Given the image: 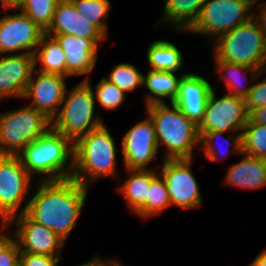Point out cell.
<instances>
[{
    "label": "cell",
    "instance_id": "6da1fadb",
    "mask_svg": "<svg viewBox=\"0 0 266 266\" xmlns=\"http://www.w3.org/2000/svg\"><path fill=\"white\" fill-rule=\"evenodd\" d=\"M38 182L25 213L33 221L52 229L65 244L85 205L88 187L72 178Z\"/></svg>",
    "mask_w": 266,
    "mask_h": 266
},
{
    "label": "cell",
    "instance_id": "7a4b0ae2",
    "mask_svg": "<svg viewBox=\"0 0 266 266\" xmlns=\"http://www.w3.org/2000/svg\"><path fill=\"white\" fill-rule=\"evenodd\" d=\"M24 168L40 181H58L72 178L74 143L52 128L31 142L19 154ZM70 161V162H69Z\"/></svg>",
    "mask_w": 266,
    "mask_h": 266
},
{
    "label": "cell",
    "instance_id": "3957f363",
    "mask_svg": "<svg viewBox=\"0 0 266 266\" xmlns=\"http://www.w3.org/2000/svg\"><path fill=\"white\" fill-rule=\"evenodd\" d=\"M145 110L153 121L159 148L165 146L163 159H192L200 144L198 126L173 102L153 103Z\"/></svg>",
    "mask_w": 266,
    "mask_h": 266
},
{
    "label": "cell",
    "instance_id": "277c9868",
    "mask_svg": "<svg viewBox=\"0 0 266 266\" xmlns=\"http://www.w3.org/2000/svg\"><path fill=\"white\" fill-rule=\"evenodd\" d=\"M114 139L105 124L79 138L74 143L72 179L89 187L98 178H115L118 173Z\"/></svg>",
    "mask_w": 266,
    "mask_h": 266
},
{
    "label": "cell",
    "instance_id": "5b68a950",
    "mask_svg": "<svg viewBox=\"0 0 266 266\" xmlns=\"http://www.w3.org/2000/svg\"><path fill=\"white\" fill-rule=\"evenodd\" d=\"M95 103L90 78L67 89L60 110L52 119V129L75 143L104 124L94 113Z\"/></svg>",
    "mask_w": 266,
    "mask_h": 266
},
{
    "label": "cell",
    "instance_id": "8992f818",
    "mask_svg": "<svg viewBox=\"0 0 266 266\" xmlns=\"http://www.w3.org/2000/svg\"><path fill=\"white\" fill-rule=\"evenodd\" d=\"M213 42L211 50L214 60L266 69L264 35L253 17Z\"/></svg>",
    "mask_w": 266,
    "mask_h": 266
},
{
    "label": "cell",
    "instance_id": "52a82bcc",
    "mask_svg": "<svg viewBox=\"0 0 266 266\" xmlns=\"http://www.w3.org/2000/svg\"><path fill=\"white\" fill-rule=\"evenodd\" d=\"M52 128V120L28 105L0 113V155H18Z\"/></svg>",
    "mask_w": 266,
    "mask_h": 266
},
{
    "label": "cell",
    "instance_id": "ba28073f",
    "mask_svg": "<svg viewBox=\"0 0 266 266\" xmlns=\"http://www.w3.org/2000/svg\"><path fill=\"white\" fill-rule=\"evenodd\" d=\"M254 0H206L198 20L187 31L208 36L210 42L253 17Z\"/></svg>",
    "mask_w": 266,
    "mask_h": 266
},
{
    "label": "cell",
    "instance_id": "9c48e42d",
    "mask_svg": "<svg viewBox=\"0 0 266 266\" xmlns=\"http://www.w3.org/2000/svg\"><path fill=\"white\" fill-rule=\"evenodd\" d=\"M32 178L18 155H0V221L26 212Z\"/></svg>",
    "mask_w": 266,
    "mask_h": 266
},
{
    "label": "cell",
    "instance_id": "30bf717a",
    "mask_svg": "<svg viewBox=\"0 0 266 266\" xmlns=\"http://www.w3.org/2000/svg\"><path fill=\"white\" fill-rule=\"evenodd\" d=\"M215 92L213 88L205 106L204 119L198 126L199 135L206 131L241 133L249 120L245 100L228 93L218 98Z\"/></svg>",
    "mask_w": 266,
    "mask_h": 266
},
{
    "label": "cell",
    "instance_id": "8fae6325",
    "mask_svg": "<svg viewBox=\"0 0 266 266\" xmlns=\"http://www.w3.org/2000/svg\"><path fill=\"white\" fill-rule=\"evenodd\" d=\"M193 159H163L159 172L166 183L171 206L196 209L202 205L198 181L191 171Z\"/></svg>",
    "mask_w": 266,
    "mask_h": 266
},
{
    "label": "cell",
    "instance_id": "7c38bea8",
    "mask_svg": "<svg viewBox=\"0 0 266 266\" xmlns=\"http://www.w3.org/2000/svg\"><path fill=\"white\" fill-rule=\"evenodd\" d=\"M1 230L15 227V240L20 253L45 254L61 257L65 245L57 238L52 229L33 221L26 213L12 217L9 221H0Z\"/></svg>",
    "mask_w": 266,
    "mask_h": 266
},
{
    "label": "cell",
    "instance_id": "4fadbf2b",
    "mask_svg": "<svg viewBox=\"0 0 266 266\" xmlns=\"http://www.w3.org/2000/svg\"><path fill=\"white\" fill-rule=\"evenodd\" d=\"M5 11L0 18V55L34 54L45 31L21 10L14 9L18 13L10 15Z\"/></svg>",
    "mask_w": 266,
    "mask_h": 266
},
{
    "label": "cell",
    "instance_id": "5bb4252c",
    "mask_svg": "<svg viewBox=\"0 0 266 266\" xmlns=\"http://www.w3.org/2000/svg\"><path fill=\"white\" fill-rule=\"evenodd\" d=\"M125 169H147L157 158L159 146L152 119L147 117L133 125L121 138Z\"/></svg>",
    "mask_w": 266,
    "mask_h": 266
},
{
    "label": "cell",
    "instance_id": "9a60e30c",
    "mask_svg": "<svg viewBox=\"0 0 266 266\" xmlns=\"http://www.w3.org/2000/svg\"><path fill=\"white\" fill-rule=\"evenodd\" d=\"M36 74V78L34 77ZM66 77L33 71L23 99H30L28 106L44 113L52 120L59 112L67 90Z\"/></svg>",
    "mask_w": 266,
    "mask_h": 266
},
{
    "label": "cell",
    "instance_id": "2e32d148",
    "mask_svg": "<svg viewBox=\"0 0 266 266\" xmlns=\"http://www.w3.org/2000/svg\"><path fill=\"white\" fill-rule=\"evenodd\" d=\"M213 88L208 79L199 73L188 72L179 82L178 93L173 103L189 120L199 126L204 119L205 106Z\"/></svg>",
    "mask_w": 266,
    "mask_h": 266
},
{
    "label": "cell",
    "instance_id": "e0dca14e",
    "mask_svg": "<svg viewBox=\"0 0 266 266\" xmlns=\"http://www.w3.org/2000/svg\"><path fill=\"white\" fill-rule=\"evenodd\" d=\"M34 70V54L1 55L0 100L7 97L22 99Z\"/></svg>",
    "mask_w": 266,
    "mask_h": 266
},
{
    "label": "cell",
    "instance_id": "ac0fdd59",
    "mask_svg": "<svg viewBox=\"0 0 266 266\" xmlns=\"http://www.w3.org/2000/svg\"><path fill=\"white\" fill-rule=\"evenodd\" d=\"M57 39L66 55V77L85 75L89 79L98 56V44L91 38L70 34H48ZM87 74V75H86Z\"/></svg>",
    "mask_w": 266,
    "mask_h": 266
},
{
    "label": "cell",
    "instance_id": "d6986e66",
    "mask_svg": "<svg viewBox=\"0 0 266 266\" xmlns=\"http://www.w3.org/2000/svg\"><path fill=\"white\" fill-rule=\"evenodd\" d=\"M46 34H70L93 39L98 45L107 37L79 12L71 0H60L55 8L51 26Z\"/></svg>",
    "mask_w": 266,
    "mask_h": 266
},
{
    "label": "cell",
    "instance_id": "ffe728a7",
    "mask_svg": "<svg viewBox=\"0 0 266 266\" xmlns=\"http://www.w3.org/2000/svg\"><path fill=\"white\" fill-rule=\"evenodd\" d=\"M241 161L232 164L225 175L228 186L241 189H259L266 186V159L252 157L242 153Z\"/></svg>",
    "mask_w": 266,
    "mask_h": 266
},
{
    "label": "cell",
    "instance_id": "44dd1931",
    "mask_svg": "<svg viewBox=\"0 0 266 266\" xmlns=\"http://www.w3.org/2000/svg\"><path fill=\"white\" fill-rule=\"evenodd\" d=\"M214 69L226 84L227 93L240 98H245L251 90L253 83L258 80V77L266 74V69L261 70L251 66L236 64L221 60H214ZM247 71V72H246ZM246 73H249L250 79H247ZM243 81L250 80L251 85H246Z\"/></svg>",
    "mask_w": 266,
    "mask_h": 266
},
{
    "label": "cell",
    "instance_id": "7402d4cb",
    "mask_svg": "<svg viewBox=\"0 0 266 266\" xmlns=\"http://www.w3.org/2000/svg\"><path fill=\"white\" fill-rule=\"evenodd\" d=\"M188 72H182L176 75L175 72L170 71H156L149 69L146 74H143L142 87H146L148 95L145 99V104L164 103V99H169L173 102L177 96L179 82L183 75Z\"/></svg>",
    "mask_w": 266,
    "mask_h": 266
},
{
    "label": "cell",
    "instance_id": "603a6c76",
    "mask_svg": "<svg viewBox=\"0 0 266 266\" xmlns=\"http://www.w3.org/2000/svg\"><path fill=\"white\" fill-rule=\"evenodd\" d=\"M125 170L129 174L128 178L117 190L125 199L129 210L136 214L145 205L151 180L158 174V171L153 167L152 169Z\"/></svg>",
    "mask_w": 266,
    "mask_h": 266
},
{
    "label": "cell",
    "instance_id": "cb8c5ba5",
    "mask_svg": "<svg viewBox=\"0 0 266 266\" xmlns=\"http://www.w3.org/2000/svg\"><path fill=\"white\" fill-rule=\"evenodd\" d=\"M205 2L206 0H166L158 24L167 23L176 32H187L198 20Z\"/></svg>",
    "mask_w": 266,
    "mask_h": 266
},
{
    "label": "cell",
    "instance_id": "d4e9b609",
    "mask_svg": "<svg viewBox=\"0 0 266 266\" xmlns=\"http://www.w3.org/2000/svg\"><path fill=\"white\" fill-rule=\"evenodd\" d=\"M35 70L46 74L66 77V55L60 43L53 36L44 34L34 53ZM40 64V70L36 69Z\"/></svg>",
    "mask_w": 266,
    "mask_h": 266
},
{
    "label": "cell",
    "instance_id": "484cf974",
    "mask_svg": "<svg viewBox=\"0 0 266 266\" xmlns=\"http://www.w3.org/2000/svg\"><path fill=\"white\" fill-rule=\"evenodd\" d=\"M147 61L151 70L177 73L183 67L180 49L168 40H155L147 48Z\"/></svg>",
    "mask_w": 266,
    "mask_h": 266
},
{
    "label": "cell",
    "instance_id": "4316f807",
    "mask_svg": "<svg viewBox=\"0 0 266 266\" xmlns=\"http://www.w3.org/2000/svg\"><path fill=\"white\" fill-rule=\"evenodd\" d=\"M223 134H226L225 132H217V131H206L204 134L200 136V145L197 147V149H200L205 153L204 158H206L208 161H221L226 159V156L228 152L235 153L237 155L242 154V142H241V133H238L236 135L230 136L226 138L223 136ZM218 138H221L224 140V142H227L222 148V145L218 144L217 140ZM231 147V148H230ZM230 149V150H228Z\"/></svg>",
    "mask_w": 266,
    "mask_h": 266
},
{
    "label": "cell",
    "instance_id": "83f0119b",
    "mask_svg": "<svg viewBox=\"0 0 266 266\" xmlns=\"http://www.w3.org/2000/svg\"><path fill=\"white\" fill-rule=\"evenodd\" d=\"M171 206L168 189L164 178L158 173L150 183L145 205L135 214L139 218L148 219L158 215Z\"/></svg>",
    "mask_w": 266,
    "mask_h": 266
},
{
    "label": "cell",
    "instance_id": "f1b7e54d",
    "mask_svg": "<svg viewBox=\"0 0 266 266\" xmlns=\"http://www.w3.org/2000/svg\"><path fill=\"white\" fill-rule=\"evenodd\" d=\"M242 153L266 159V125L253 123L250 119L241 132Z\"/></svg>",
    "mask_w": 266,
    "mask_h": 266
},
{
    "label": "cell",
    "instance_id": "f546056e",
    "mask_svg": "<svg viewBox=\"0 0 266 266\" xmlns=\"http://www.w3.org/2000/svg\"><path fill=\"white\" fill-rule=\"evenodd\" d=\"M76 9L86 16L108 38L109 0H71Z\"/></svg>",
    "mask_w": 266,
    "mask_h": 266
},
{
    "label": "cell",
    "instance_id": "4dcf8cb0",
    "mask_svg": "<svg viewBox=\"0 0 266 266\" xmlns=\"http://www.w3.org/2000/svg\"><path fill=\"white\" fill-rule=\"evenodd\" d=\"M60 0H25L19 8L45 32L52 24L57 3Z\"/></svg>",
    "mask_w": 266,
    "mask_h": 266
},
{
    "label": "cell",
    "instance_id": "1f68e13d",
    "mask_svg": "<svg viewBox=\"0 0 266 266\" xmlns=\"http://www.w3.org/2000/svg\"><path fill=\"white\" fill-rule=\"evenodd\" d=\"M105 78L127 94L139 86L142 87L143 73L131 63H120L113 67L108 77Z\"/></svg>",
    "mask_w": 266,
    "mask_h": 266
},
{
    "label": "cell",
    "instance_id": "d6a6232c",
    "mask_svg": "<svg viewBox=\"0 0 266 266\" xmlns=\"http://www.w3.org/2000/svg\"><path fill=\"white\" fill-rule=\"evenodd\" d=\"M92 91H95L94 98L97 105L99 104L101 109L108 111L116 110L126 98V94L105 77L97 82L95 89L92 87Z\"/></svg>",
    "mask_w": 266,
    "mask_h": 266
},
{
    "label": "cell",
    "instance_id": "836d02e7",
    "mask_svg": "<svg viewBox=\"0 0 266 266\" xmlns=\"http://www.w3.org/2000/svg\"><path fill=\"white\" fill-rule=\"evenodd\" d=\"M244 100L248 114L257 108L266 106V78L254 82Z\"/></svg>",
    "mask_w": 266,
    "mask_h": 266
},
{
    "label": "cell",
    "instance_id": "e575fe53",
    "mask_svg": "<svg viewBox=\"0 0 266 266\" xmlns=\"http://www.w3.org/2000/svg\"><path fill=\"white\" fill-rule=\"evenodd\" d=\"M60 257L45 254L20 253L21 266H58Z\"/></svg>",
    "mask_w": 266,
    "mask_h": 266
},
{
    "label": "cell",
    "instance_id": "d590c367",
    "mask_svg": "<svg viewBox=\"0 0 266 266\" xmlns=\"http://www.w3.org/2000/svg\"><path fill=\"white\" fill-rule=\"evenodd\" d=\"M20 248L14 240L1 254L0 266H16L19 264Z\"/></svg>",
    "mask_w": 266,
    "mask_h": 266
},
{
    "label": "cell",
    "instance_id": "8d00e7d4",
    "mask_svg": "<svg viewBox=\"0 0 266 266\" xmlns=\"http://www.w3.org/2000/svg\"><path fill=\"white\" fill-rule=\"evenodd\" d=\"M253 18L258 22L263 32L266 46V1L258 4L256 9L253 8Z\"/></svg>",
    "mask_w": 266,
    "mask_h": 266
},
{
    "label": "cell",
    "instance_id": "74e56055",
    "mask_svg": "<svg viewBox=\"0 0 266 266\" xmlns=\"http://www.w3.org/2000/svg\"><path fill=\"white\" fill-rule=\"evenodd\" d=\"M78 266H124L121 261L117 259L106 260L96 255L89 261H86Z\"/></svg>",
    "mask_w": 266,
    "mask_h": 266
},
{
    "label": "cell",
    "instance_id": "f35d334b",
    "mask_svg": "<svg viewBox=\"0 0 266 266\" xmlns=\"http://www.w3.org/2000/svg\"><path fill=\"white\" fill-rule=\"evenodd\" d=\"M249 119L256 124L266 125V106L255 109L249 114Z\"/></svg>",
    "mask_w": 266,
    "mask_h": 266
},
{
    "label": "cell",
    "instance_id": "ab89813d",
    "mask_svg": "<svg viewBox=\"0 0 266 266\" xmlns=\"http://www.w3.org/2000/svg\"><path fill=\"white\" fill-rule=\"evenodd\" d=\"M11 232H13L11 234ZM10 233V234H9ZM15 240L14 230H9L7 233H0V254Z\"/></svg>",
    "mask_w": 266,
    "mask_h": 266
},
{
    "label": "cell",
    "instance_id": "60d3db41",
    "mask_svg": "<svg viewBox=\"0 0 266 266\" xmlns=\"http://www.w3.org/2000/svg\"><path fill=\"white\" fill-rule=\"evenodd\" d=\"M25 0H0L3 9L14 10L19 9Z\"/></svg>",
    "mask_w": 266,
    "mask_h": 266
},
{
    "label": "cell",
    "instance_id": "b9f144b4",
    "mask_svg": "<svg viewBox=\"0 0 266 266\" xmlns=\"http://www.w3.org/2000/svg\"><path fill=\"white\" fill-rule=\"evenodd\" d=\"M248 266H266V248L263 249Z\"/></svg>",
    "mask_w": 266,
    "mask_h": 266
},
{
    "label": "cell",
    "instance_id": "7bdbcfd3",
    "mask_svg": "<svg viewBox=\"0 0 266 266\" xmlns=\"http://www.w3.org/2000/svg\"><path fill=\"white\" fill-rule=\"evenodd\" d=\"M261 0H254V5H257V3Z\"/></svg>",
    "mask_w": 266,
    "mask_h": 266
}]
</instances>
